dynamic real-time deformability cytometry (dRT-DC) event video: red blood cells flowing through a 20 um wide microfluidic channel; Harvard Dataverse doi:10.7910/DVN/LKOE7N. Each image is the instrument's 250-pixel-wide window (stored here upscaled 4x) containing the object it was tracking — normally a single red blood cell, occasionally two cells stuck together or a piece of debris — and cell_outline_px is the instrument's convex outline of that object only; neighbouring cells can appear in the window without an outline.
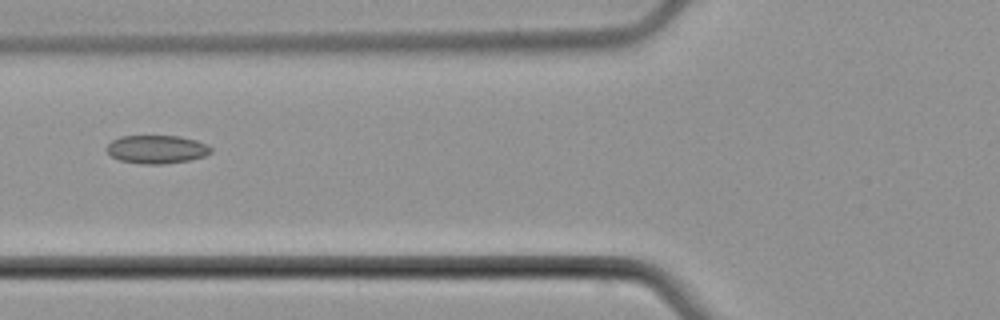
{"species": "common noctule bat (a hibernating species)", "species_latin": "Nyctalus noctula", "temperature_condition": "cold", "stored_images_in_passage": 5, "camera_frame_rate_fps": 3000, "um_per_image_px": 0.085, "animal": {"sex": "male", "body_mass_g": 21.5, "forearm_length_mm": 52.0}, "frame": {"image": 1, "passage_image": 5, "time_ms": 6.0, "image_size_px": [1000, 320], "cell_outline_px": [[212, 152], [204, 156], [188, 160], [164, 164], [144, 164], [120, 160], [112, 156], [108, 152], [108, 144], [112, 140], [120, 136], [180, 136], [196, 140], [208, 144], [212, 148]], "centroid_in_image_um": [13.36, 12.68], "position_along_channel_um": 112.4, "area_um2": 17.11}}